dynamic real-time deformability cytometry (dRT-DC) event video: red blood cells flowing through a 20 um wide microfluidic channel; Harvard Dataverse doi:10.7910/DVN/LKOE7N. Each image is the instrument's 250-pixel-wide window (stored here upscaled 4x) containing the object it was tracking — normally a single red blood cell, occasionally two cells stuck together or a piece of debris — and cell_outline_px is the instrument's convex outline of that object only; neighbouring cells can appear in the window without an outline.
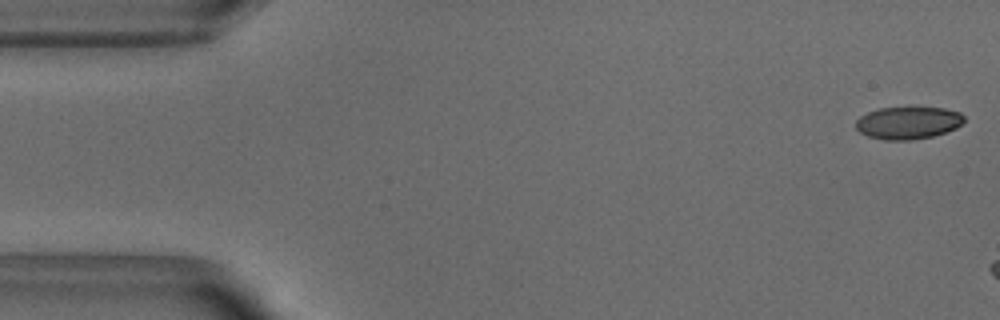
{"species": "common noctule bat (a hibernating species)", "species_latin": "Nyctalus noctula", "temperature_condition": "warm", "stored_images_in_passage": 6, "camera_frame_rate_fps": 3000, "um_per_image_px": 0.085, "animal": {"sex": "male", "body_mass_g": 18.8}, "frame": {"image": 1, "passage_image": 1, "time_ms": 0.0, "image_size_px": [1000, 320], "cell_outline_px": [[964, 120], [956, 128], [932, 136], [912, 140], [884, 140], [868, 136], [860, 132], [856, 128], [856, 120], [860, 116], [868, 112], [880, 108], [944, 108], [960, 112], [964, 116]], "centroid_in_image_um": [77.17, 10.44], "position_along_channel_um": 7.8, "area_um2": 20.29}}